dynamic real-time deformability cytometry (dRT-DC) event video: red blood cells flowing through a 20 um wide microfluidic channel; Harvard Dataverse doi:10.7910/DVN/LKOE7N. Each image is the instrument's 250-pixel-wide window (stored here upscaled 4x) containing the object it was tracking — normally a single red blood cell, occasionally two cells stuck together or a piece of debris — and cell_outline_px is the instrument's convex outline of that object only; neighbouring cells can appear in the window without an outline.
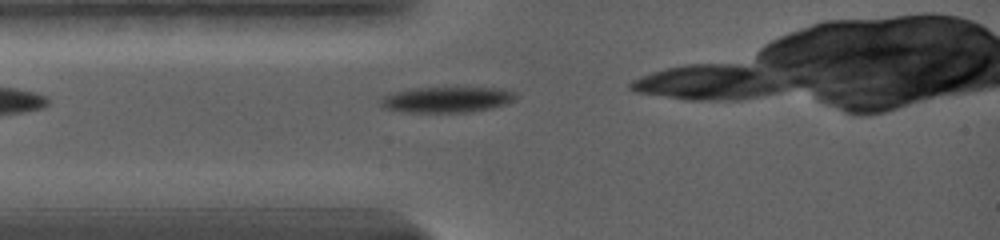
{"species": "common noctule bat (a hibernating species)", "species_latin": "Nyctalus noctula", "temperature_condition": "warm", "stored_images_in_passage": 29, "camera_frame_rate_fps": 5000, "um_per_image_px": 0.085, "animal": {"sex": "female", "body_mass_g": 19.0, "forearm_length_mm": 56.7}, "frame": {"image": 1, "passage_image": 2, "time_ms": 0.4, "image_size_px": [1000, 240], "cell_outline_px": [[516, 100], [508, 104], [492, 108], [468, 112], [404, 112], [384, 108], [380, 104], [380, 96], [392, 92], [412, 88], [504, 88], [516, 92]], "centroid_in_image_um": [37.99, 8.46], "position_along_channel_um": 47.0, "area_um2": 20.52}}
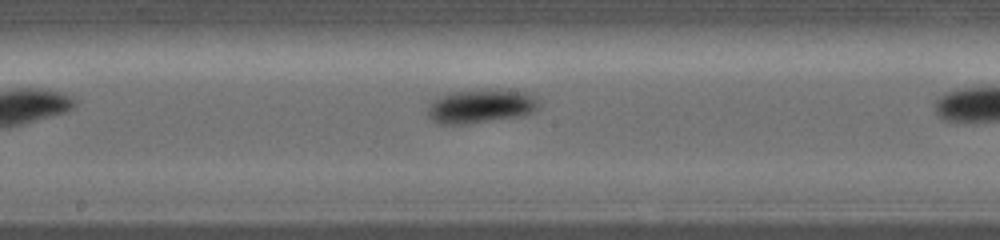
{"frame": {"image": 2, "passage_image": 13, "time_ms": 4.8, "image_size_px": [1000, 240], "cell_outline_px": [[540, 108], [524, 116], [468, 124], [436, 124], [428, 116], [428, 104], [432, 100], [440, 96], [452, 92], [480, 88], [496, 88], [524, 92], [540, 100]], "centroid_in_image_um": [40.88, 9.01], "position_along_channel_um": 207.3, "area_um2": 22.66}}
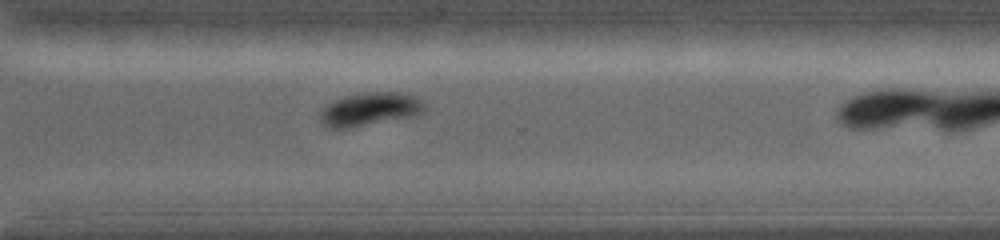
{"frame": {"image": 3, "passage_image": 23, "time_ms": 8.4, "image_size_px": [1000, 240], "cell_outline_px": [[424, 108], [420, 112], [412, 116], [348, 128], [332, 128], [324, 124], [320, 120], [320, 112], [328, 104], [336, 100], [348, 96], [372, 92], [396, 92], [412, 96], [420, 100], [424, 104]], "centroid_in_image_um": [31.41, 9.29], "position_along_channel_um": 339.2, "area_um2": 19.42}, "authors_computed_cell_mechanics": {"area_um2": 21.3282, "velocity_mm_per_s": 3.6574, "shape_relaxation_time_tau1_ms": 1.4126, "shape_relaxation_time_tau2_ms": null, "deformation_change_tau1": 0.1006, "deformation_change_tau2": null}}